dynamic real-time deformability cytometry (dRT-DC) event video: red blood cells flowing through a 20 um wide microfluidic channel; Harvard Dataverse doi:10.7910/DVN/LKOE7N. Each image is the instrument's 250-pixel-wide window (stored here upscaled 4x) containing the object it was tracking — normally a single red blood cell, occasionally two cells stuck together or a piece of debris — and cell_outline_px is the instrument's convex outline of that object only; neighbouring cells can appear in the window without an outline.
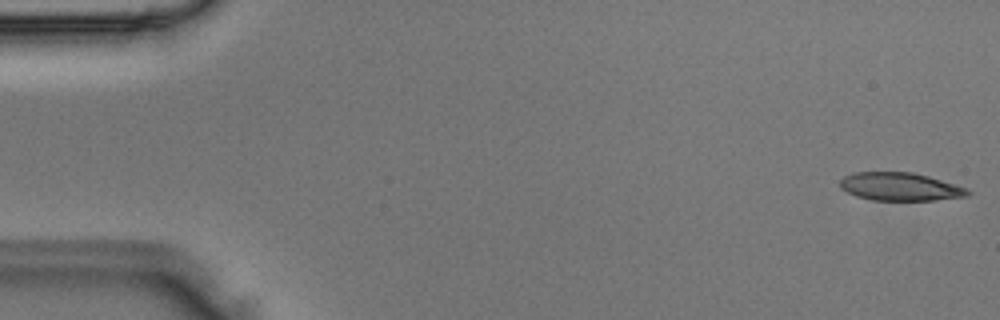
{"species": "Egyptian fruit bat (a non-hibernating species)", "species_latin": "Rousettus aegyptiacus", "temperature_condition": "room temperature", "stored_images_in_passage": 5, "camera_frame_rate_fps": 3000, "um_per_image_px": 0.085, "animal": {"sex": "male"}, "frame": {"image": 1, "passage_image": 1, "time_ms": 0.0, "image_size_px": [1000, 320], "cell_outline_px": [[972, 192], [968, 196], [936, 200], [872, 200], [856, 196], [840, 188], [840, 180], [844, 176], [852, 172], [912, 172], [928, 176], [968, 188]], "centroid_in_image_um": [76.52, 15.86], "position_along_channel_um": 8.5, "area_um2": 20.98}}